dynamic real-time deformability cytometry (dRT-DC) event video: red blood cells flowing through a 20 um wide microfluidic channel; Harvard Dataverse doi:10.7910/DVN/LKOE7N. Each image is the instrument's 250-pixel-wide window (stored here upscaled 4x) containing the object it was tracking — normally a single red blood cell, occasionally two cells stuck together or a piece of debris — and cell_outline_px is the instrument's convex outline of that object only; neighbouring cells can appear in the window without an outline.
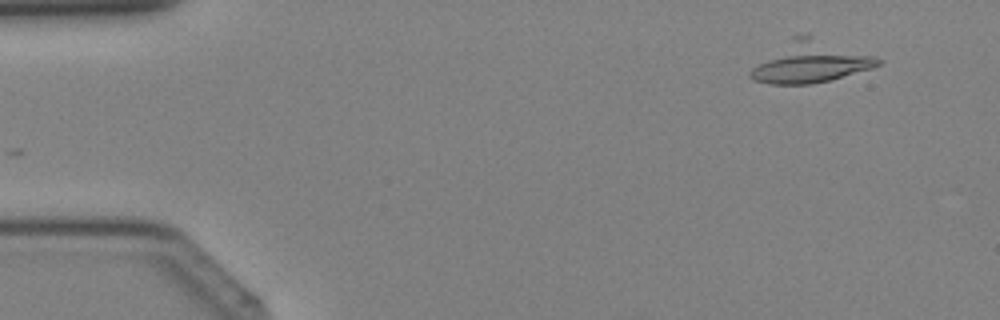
{"species": "Egyptian fruit bat (a non-hibernating species)", "species_latin": "Rousettus aegyptiacus", "temperature_condition": "cold", "stored_images_in_passage": 3, "camera_frame_rate_fps": 3000, "um_per_image_px": 0.085, "animal": {"sex": "female"}, "frame": {"image": 1, "passage_image": 1, "time_ms": 0.0, "image_size_px": [1000, 320], "cell_outline_px": [[880, 64], [872, 68], [828, 80], [812, 84], [768, 84], [752, 80], [748, 76], [748, 72], [752, 68], [792, 36], [808, 36], [872, 56], [880, 60]], "centroid_in_image_um": [68.81, 5.32], "position_along_channel_um": 16.2, "area_um2": 29.42}}